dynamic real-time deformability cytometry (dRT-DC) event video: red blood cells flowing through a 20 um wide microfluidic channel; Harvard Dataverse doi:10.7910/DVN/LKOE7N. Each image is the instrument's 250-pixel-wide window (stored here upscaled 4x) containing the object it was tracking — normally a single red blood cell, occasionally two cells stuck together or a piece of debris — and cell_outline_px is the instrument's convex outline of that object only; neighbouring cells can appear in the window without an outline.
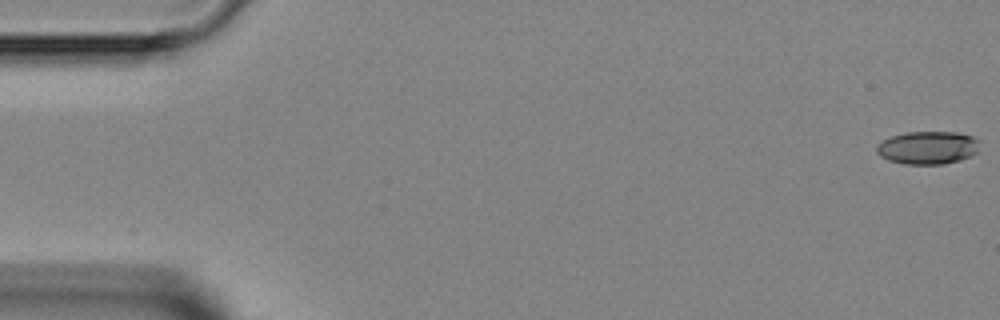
{"species": "Egyptian fruit bat (a non-hibernating species)", "species_latin": "Rousettus aegyptiacus", "temperature_condition": "room temperature", "stored_images_in_passage": 48, "camera_frame_rate_fps": 3000, "um_per_image_px": 0.085, "animal": {"sex": "female"}, "frame": {"image": 1, "passage_image": 1, "time_ms": 0.0, "image_size_px": [1000, 320], "cell_outline_px": [[980, 152], [972, 156], [960, 160], [944, 164], [904, 164], [888, 160], [880, 156], [876, 152], [876, 144], [892, 136], [908, 132], [956, 132], [972, 136], [980, 140]], "centroid_in_image_um": [78.91, 12.56], "position_along_channel_um": 6.1, "area_um2": 20.11}}
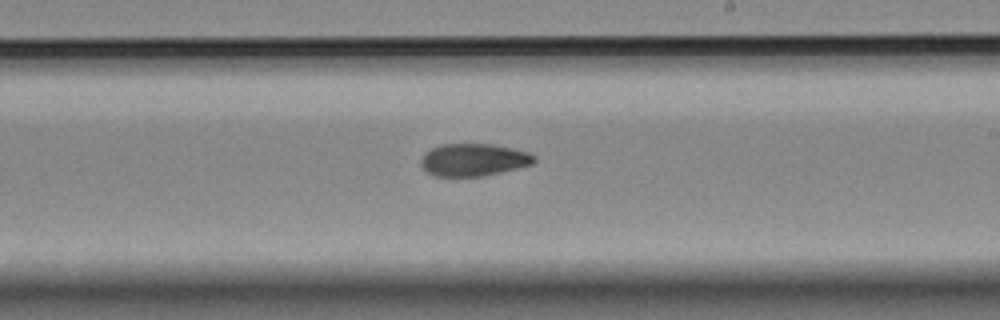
{"frame": {"image": 2, "passage_image": 28, "time_ms": 9.0, "image_size_px": [1000, 320], "cell_outline_px": [[536, 160], [532, 164], [516, 168], [480, 176], [436, 176], [428, 172], [420, 164], [420, 160], [424, 152], [440, 144], [492, 144], [512, 148], [528, 152], [536, 156]], "centroid_in_image_um": [40.23, 13.57], "position_along_channel_um": 248.8, "area_um2": 21.27}}
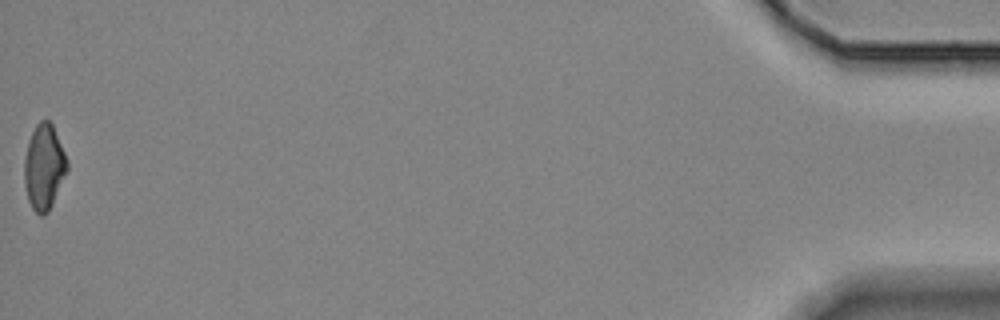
{"frame": {"image": 3, "passage_image": 48, "time_ms": 15.667, "image_size_px": [1000, 320], "cell_outline_px": [[68, 172], [48, 212], [44, 216], [40, 216], [32, 208], [28, 200], [24, 184], [24, 160], [28, 140], [36, 124], [40, 120], [48, 120], [52, 124], [68, 160]], "centroid_in_image_um": [3.74, 14.21], "position_along_channel_um": 431.5, "area_um2": 21.5}}